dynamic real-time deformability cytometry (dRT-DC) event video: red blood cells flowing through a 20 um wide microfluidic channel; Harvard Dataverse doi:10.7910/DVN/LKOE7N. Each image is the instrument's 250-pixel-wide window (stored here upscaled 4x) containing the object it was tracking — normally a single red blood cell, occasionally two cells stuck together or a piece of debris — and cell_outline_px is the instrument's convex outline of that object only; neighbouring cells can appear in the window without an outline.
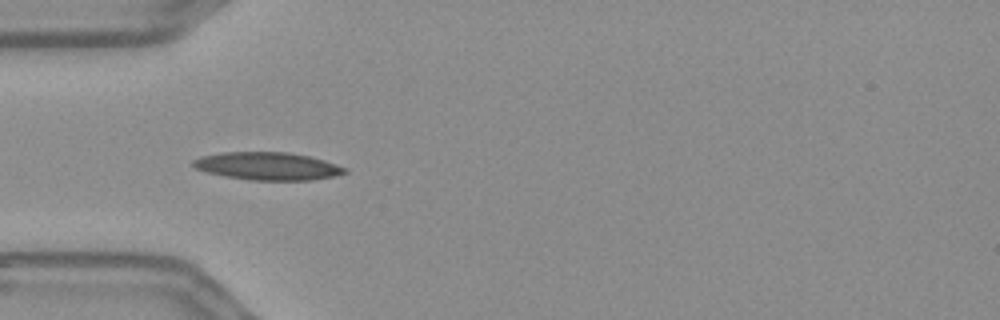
{"species": "Egyptian fruit bat (a non-hibernating species)", "species_latin": "Rousettus aegyptiacus", "temperature_condition": "warm", "stored_images_in_passage": 40, "camera_frame_rate_fps": 3000, "um_per_image_px": 0.085, "frame": {"image": 1, "passage_image": 1, "time_ms": 0.0, "image_size_px": [1000, 320], "cell_outline_px": [[348, 172], [336, 176], [312, 180], [248, 180], [224, 176], [208, 172], [196, 168], [192, 164], [192, 160], [200, 156], [224, 152], [288, 152], [308, 156], [324, 160], [348, 168]], "centroid_in_image_um": [22.77, 14.12], "position_along_channel_um": 62.2, "area_um2": 24.62}}
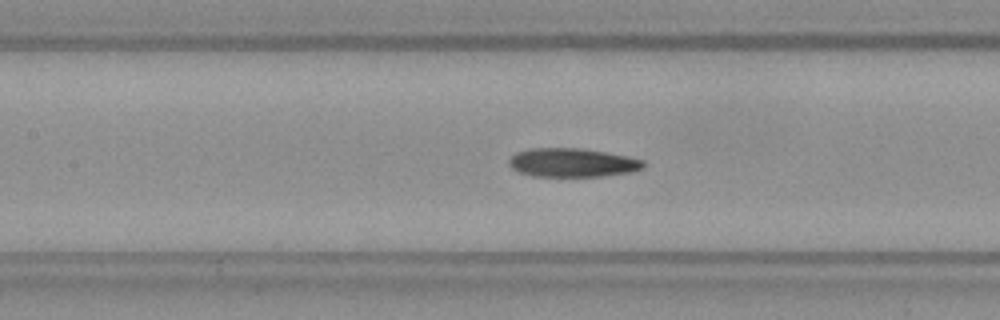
{"frame": {"image": 2, "passage_image": 9, "time_ms": 2.667, "image_size_px": [1000, 320], "cell_outline_px": [[644, 168], [632, 172], [600, 176], [532, 176], [520, 172], [512, 168], [508, 164], [508, 160], [516, 152], [528, 148], [580, 148], [628, 156], [644, 160]], "centroid_in_image_um": [48.64, 13.82], "position_along_channel_um": 158.8, "area_um2": 22.54}}
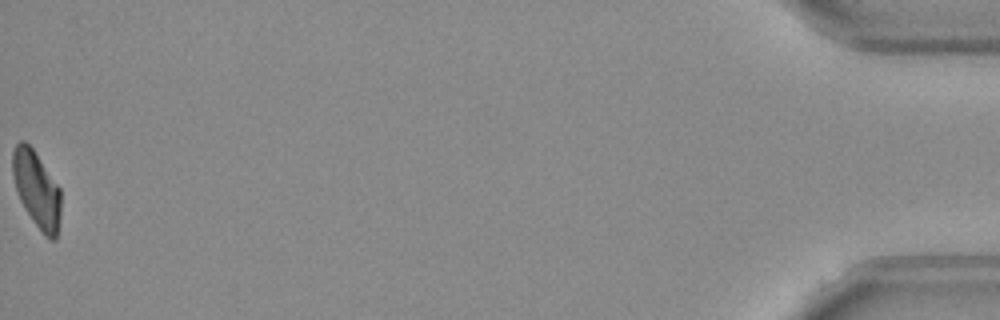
{"frame": {"image": 3, "passage_image": 40, "time_ms": 13.0, "image_size_px": [1000, 320], "cell_outline_px": [[60, 216], [56, 240], [52, 240], [44, 236], [32, 220], [24, 208], [20, 200], [12, 176], [12, 148], [20, 140], [24, 140], [32, 148], [60, 188]], "centroid_in_image_um": [3.1, 16.1], "position_along_channel_um": 432.1, "area_um2": 21.5}, "authors_computed_cell_mechanics": {"area_um2": 22.6576, "velocity_mm_per_s": 3.6415, "shape_relaxation_time_tau1_ms": null, "shape_relaxation_time_tau2_ms": 8.659, "deformation_change_tau1": null, "deformation_change_tau2": 0.1707}}